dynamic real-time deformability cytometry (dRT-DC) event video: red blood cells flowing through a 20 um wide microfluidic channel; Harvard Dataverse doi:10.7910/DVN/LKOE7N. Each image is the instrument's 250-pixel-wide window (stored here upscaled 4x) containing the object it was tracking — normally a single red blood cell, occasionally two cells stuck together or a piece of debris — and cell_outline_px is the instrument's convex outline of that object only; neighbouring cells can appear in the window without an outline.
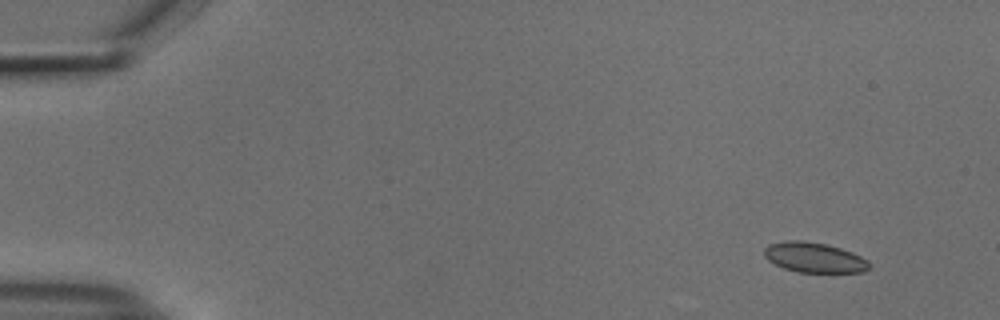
{"species": "common noctule bat (a hibernating species)", "species_latin": "Nyctalus noctula", "temperature_condition": "cold", "stored_images_in_passage": 50, "camera_frame_rate_fps": 3000, "um_per_image_px": 0.085, "animal": {"sex": "male", "body_mass_g": 18.8}, "frame": {"image": 1, "passage_image": 1, "time_ms": 0.0, "image_size_px": [1000, 320], "cell_outline_px": [[868, 268], [864, 272], [796, 272], [784, 268], [768, 260], [764, 256], [764, 248], [768, 244], [784, 240], [804, 240], [824, 244], [840, 248], [852, 252], [868, 260]], "centroid_in_image_um": [69.17, 21.88], "position_along_channel_um": 15.8, "area_um2": 18.38}}
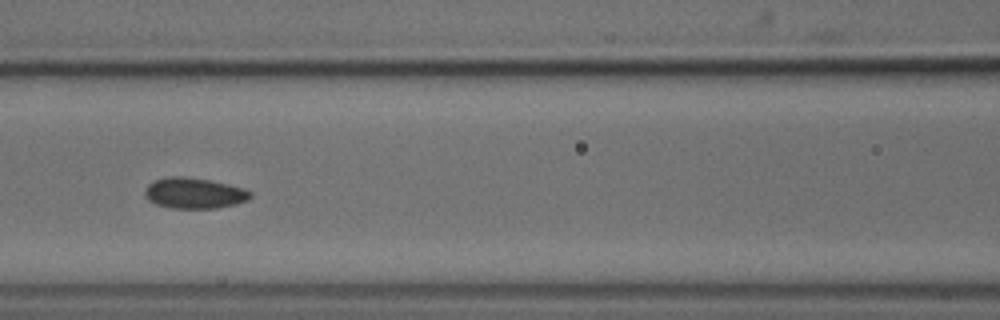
{"frame": {"image": 2, "passage_image": 21, "time_ms": 6.667, "image_size_px": [1000, 320], "cell_outline_px": [[252, 196], [248, 200], [236, 204], [216, 208], [168, 208], [156, 204], [148, 200], [144, 196], [144, 192], [148, 184], [156, 180], [168, 176], [184, 176], [208, 180], [228, 184], [244, 188], [252, 192]], "centroid_in_image_um": [16.5, 16.42], "position_along_channel_um": 150.1, "area_um2": 19.02}}
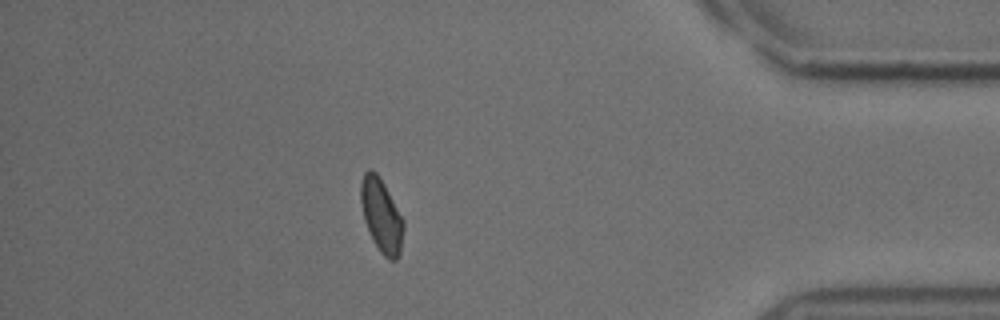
{"frame": {"image": 3, "passage_image": 44, "time_ms": 14.333, "image_size_px": [1000, 320], "cell_outline_px": [[404, 228], [400, 252], [396, 260], [388, 260], [380, 252], [372, 240], [368, 232], [364, 220], [360, 204], [360, 180], [364, 172], [368, 168], [372, 168], [376, 172], [384, 184], [404, 220]], "centroid_in_image_um": [32.39, 18.3], "position_along_channel_um": 402.8, "area_um2": 18.61}, "authors_computed_cell_mechanics": {"area_um2": 18.785, "velocity_mm_per_s": 3.7745, "shape_relaxation_time_tau1_ms": null, "shape_relaxation_time_tau2_ms": 2.1395, "deformation_change_tau1": null, "deformation_change_tau2": 0.0468}}